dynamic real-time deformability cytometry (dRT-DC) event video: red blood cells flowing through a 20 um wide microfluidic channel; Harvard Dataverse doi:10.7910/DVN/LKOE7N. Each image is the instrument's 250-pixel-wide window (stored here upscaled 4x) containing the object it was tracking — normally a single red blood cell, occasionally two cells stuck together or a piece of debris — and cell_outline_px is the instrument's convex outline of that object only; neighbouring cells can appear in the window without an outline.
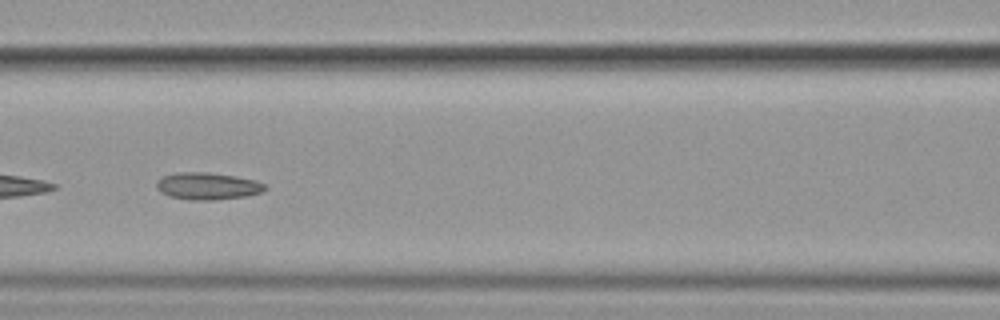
{"species": "common noctule bat (a hibernating species)", "species_latin": "Nyctalus noctula", "temperature_condition": "cold", "stored_images_in_passage": 54, "camera_frame_rate_fps": 3000, "um_per_image_px": 0.085, "animal": {"sex": "female", "body_mass_g": 19.9}, "frame": {"image": 1, "passage_image": 25, "time_ms": 8.0, "image_size_px": [1000, 320], "cell_outline_px": [[268, 188], [264, 192], [248, 196], [212, 200], [192, 200], [168, 196], [160, 192], [156, 188], [156, 180], [164, 176], [180, 172], [208, 172], [236, 176], [256, 180], [264, 184]], "centroid_in_image_um": [17.66, 15.82], "position_along_channel_um": 148.9, "area_um2": 17.34}}
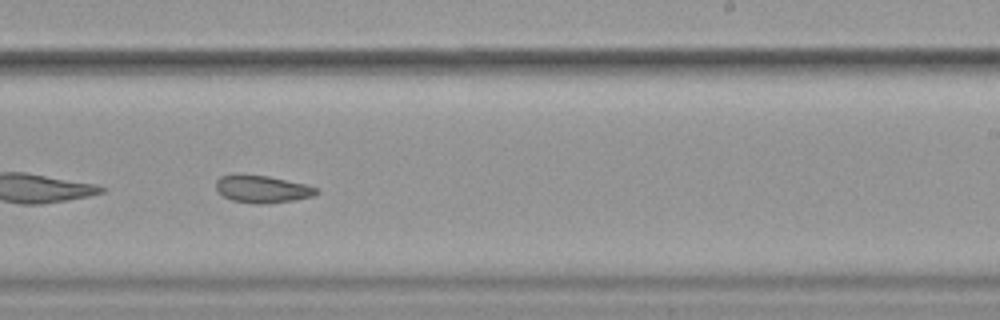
{"frame": {"image": 2, "passage_image": 35, "time_ms": 11.333, "image_size_px": [1000, 320], "cell_outline_px": [[320, 192], [312, 196], [292, 200], [268, 204], [256, 204], [232, 200], [224, 196], [216, 188], [216, 180], [220, 176], [268, 176], [304, 184], [316, 188]], "centroid_in_image_um": [22.31, 16.1], "position_along_channel_um": 266.7, "area_um2": 15.49}}
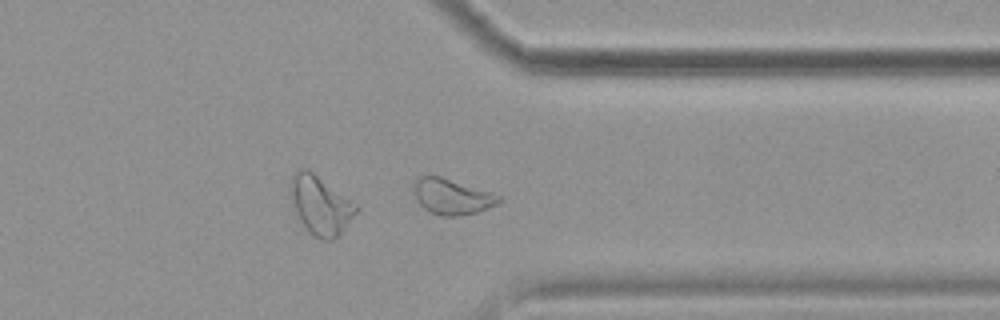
{"frame": {"image": 3, "passage_image": 44, "time_ms": 14.333, "image_size_px": [1000, 320], "cell_outline_px": [[504, 200], [488, 208], [476, 212], [460, 216], [440, 216], [428, 212], [416, 200], [412, 184], [420, 176], [440, 176], [492, 192], [500, 196]], "centroid_in_image_um": [38.4, 16.72], "position_along_channel_um": 373.0, "area_um2": 17.8}, "authors_computed_cell_mechanics": {"area_um2": 18.9584, "velocity_mm_per_s": 3.5543, "shape_relaxation_time_tau1_ms": null, "shape_relaxation_time_tau2_ms": 4.334, "deformation_change_tau1": null, "deformation_change_tau2": 0.1107}}